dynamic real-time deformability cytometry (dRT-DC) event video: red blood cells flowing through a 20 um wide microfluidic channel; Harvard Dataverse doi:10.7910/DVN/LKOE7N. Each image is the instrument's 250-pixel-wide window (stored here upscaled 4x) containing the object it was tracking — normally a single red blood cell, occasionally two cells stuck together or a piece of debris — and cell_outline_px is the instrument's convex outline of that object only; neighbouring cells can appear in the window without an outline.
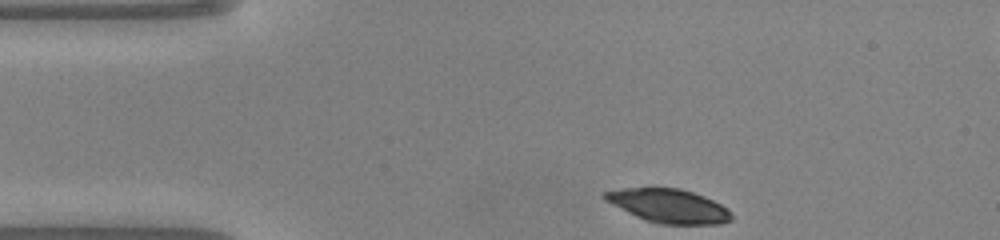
{"species": "common noctule bat (a hibernating species)", "species_latin": "Nyctalus noctula", "temperature_condition": "warm", "stored_images_in_passage": 43, "camera_frame_rate_fps": 3000, "um_per_image_px": 0.085, "animal": {"sex": "male", "body_mass_g": 20.0, "forearm_length_mm": 53.3}, "frame": {"image": 1, "passage_image": 1, "time_ms": 0.0, "image_size_px": [1000, 240], "cell_outline_px": [[732, 220], [720, 224], [660, 224], [636, 216], [604, 200], [600, 196], [604, 192], [624, 188], [680, 188], [704, 196], [728, 208], [732, 216]], "centroid_in_image_um": [56.85, 17.5], "position_along_channel_um": 28.2, "area_um2": 24.74}}
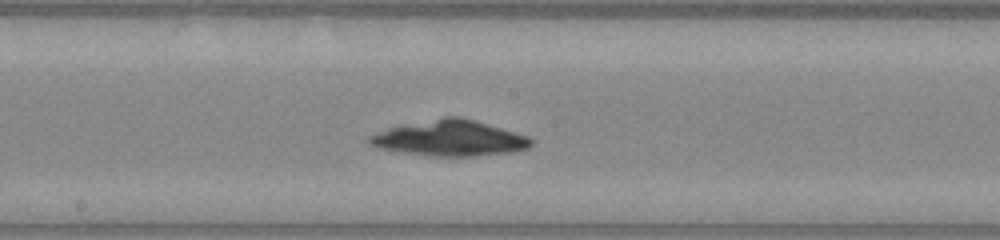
{"frame": {"image": 2, "passage_image": 18, "time_ms": 5.667, "image_size_px": [1000, 240], "cell_outline_px": [[532, 144], [528, 148], [508, 152], [468, 156], [428, 156], [376, 148], [368, 144], [364, 140], [368, 136], [388, 128], [444, 116], [456, 116], [472, 120], [528, 136], [532, 140]], "centroid_in_image_um": [38.14, 11.75], "position_along_channel_um": 210.1, "area_um2": 33.23}}
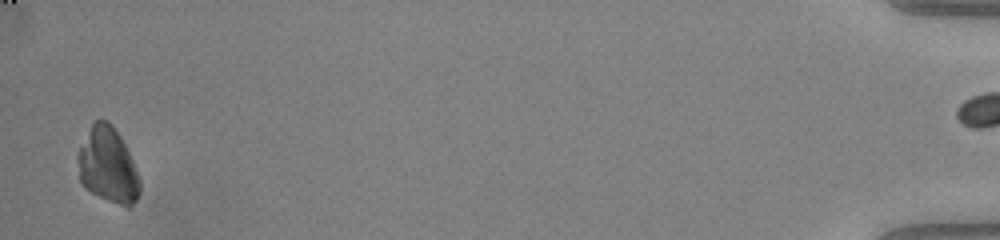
{"frame": {"image": 3, "passage_image": 41, "time_ms": 13.333, "image_size_px": [1000, 240], "cell_outline_px": [[140, 192], [136, 200], [128, 208], [108, 200], [84, 188], [80, 180], [76, 156], [92, 124], [96, 120], [108, 120], [112, 124], [120, 136], [136, 168], [140, 180]], "centroid_in_image_um": [9.17, 14.07], "position_along_channel_um": 426.0, "area_um2": 26.99}}